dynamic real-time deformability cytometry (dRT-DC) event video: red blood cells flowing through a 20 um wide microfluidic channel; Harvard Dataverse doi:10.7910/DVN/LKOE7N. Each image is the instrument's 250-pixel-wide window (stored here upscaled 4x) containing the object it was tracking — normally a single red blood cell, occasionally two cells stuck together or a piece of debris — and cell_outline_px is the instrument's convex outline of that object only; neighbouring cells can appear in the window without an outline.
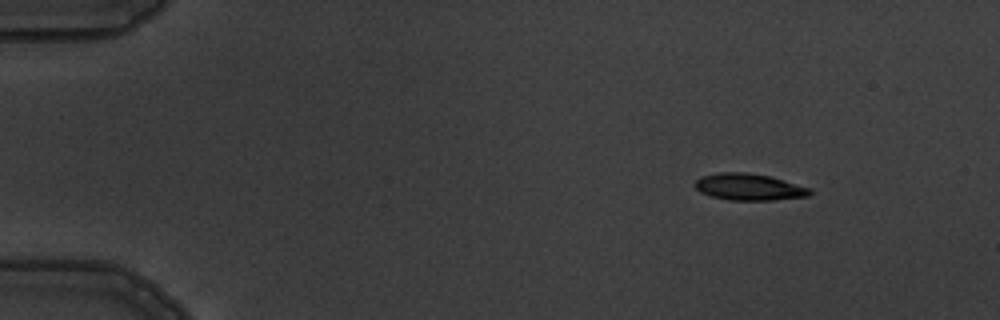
{"species": "common noctule bat (a hibernating species)", "species_latin": "Nyctalus noctula", "temperature_condition": "warm", "stored_images_in_passage": 5, "camera_frame_rate_fps": 3000, "um_per_image_px": 0.085, "animal": {"sex": "male", "body_mass_g": 19.5, "forearm_length_mm": 54.6}, "frame": {"image": 1, "passage_image": 2, "time_ms": 1.333, "image_size_px": [1000, 320], "cell_outline_px": [[812, 192], [808, 196], [772, 200], [728, 200], [712, 196], [700, 192], [692, 184], [700, 176], [720, 172], [744, 172], [772, 176], [812, 188]], "centroid_in_image_um": [63.67, 15.88], "position_along_channel_um": 21.3, "area_um2": 18.09}}
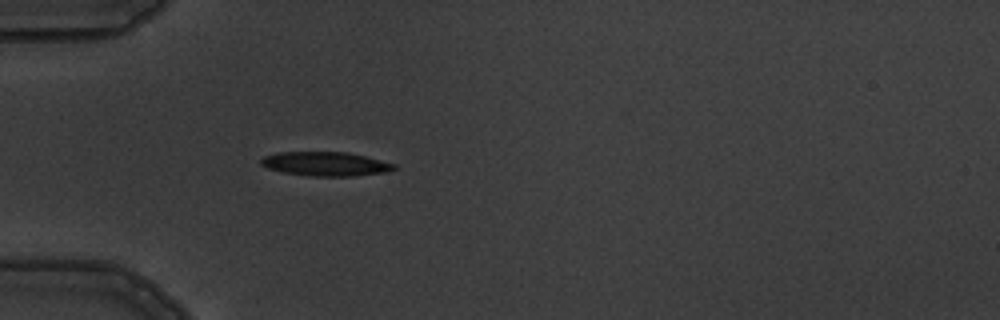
{"frame": {"image": 2, "passage_image": 5, "time_ms": 4.667, "image_size_px": [1000, 320], "cell_outline_px": [[396, 168], [388, 172], [352, 176], [308, 176], [284, 172], [268, 168], [260, 164], [260, 160], [264, 156], [276, 152], [348, 152], [396, 164]], "centroid_in_image_um": [27.66, 13.93], "position_along_channel_um": 57.3, "area_um2": 18.67}}